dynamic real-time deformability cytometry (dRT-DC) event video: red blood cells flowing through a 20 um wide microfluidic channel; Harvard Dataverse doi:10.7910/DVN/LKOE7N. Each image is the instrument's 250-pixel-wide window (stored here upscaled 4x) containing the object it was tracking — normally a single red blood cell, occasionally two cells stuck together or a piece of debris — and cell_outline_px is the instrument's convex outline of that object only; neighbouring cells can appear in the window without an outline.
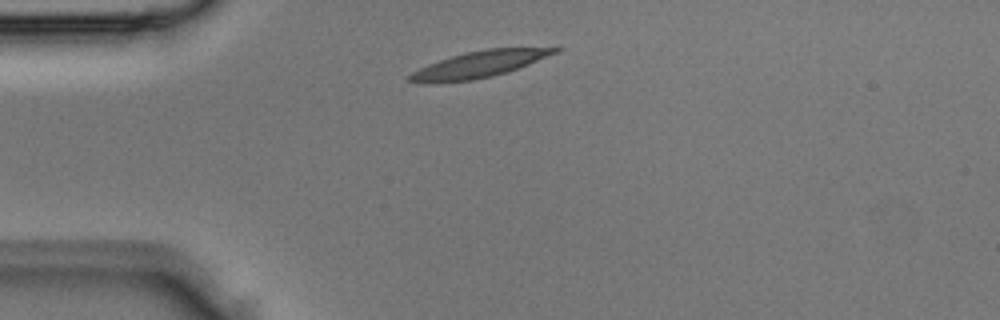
{"species": "Egyptian fruit bat (a non-hibernating species)", "species_latin": "Rousettus aegyptiacus", "temperature_condition": "room temperature", "stored_images_in_passage": 2, "camera_frame_rate_fps": 3000, "um_per_image_px": 0.085, "animal": {"sex": "male"}, "frame": {"image": 1, "passage_image": 1, "time_ms": 0.0, "image_size_px": [1000, 320], "cell_outline_px": [[564, 48], [560, 52], [528, 64], [492, 76], [472, 80], [408, 80], [408, 76], [412, 72], [428, 64], [464, 52], [488, 48]], "centroid_in_image_um": [40.87, 5.41], "position_along_channel_um": 44.1, "area_um2": 21.21}}